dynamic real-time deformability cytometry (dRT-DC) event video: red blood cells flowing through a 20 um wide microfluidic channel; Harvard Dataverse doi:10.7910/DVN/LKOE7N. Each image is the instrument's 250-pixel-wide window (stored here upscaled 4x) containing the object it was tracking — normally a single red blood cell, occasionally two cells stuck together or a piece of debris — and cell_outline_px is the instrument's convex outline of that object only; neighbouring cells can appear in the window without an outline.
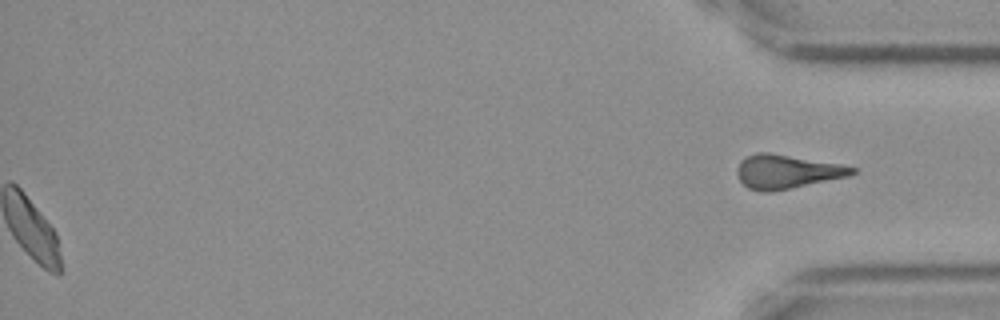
{"species": "Egyptian fruit bat (a non-hibernating species)", "species_latin": "Rousettus aegyptiacus", "temperature_condition": "cold", "stored_images_in_passage": 53, "segment_of_instrument_passage": [2, 2], "camera_frame_rate_fps": 3000, "um_per_image_px": 0.085, "frame": {"image": 1, "passage_image": 53, "time_ms": 17.333, "image_size_px": [1000, 320], "cell_outline_px": [[856, 172], [848, 176], [772, 192], [764, 192], [748, 188], [740, 180], [736, 172], [740, 160], [756, 152], [768, 152], [844, 164], [856, 168]], "centroid_in_image_um": [66.88, 14.58], "position_along_channel_um": 368.3, "area_um2": 22.72}}